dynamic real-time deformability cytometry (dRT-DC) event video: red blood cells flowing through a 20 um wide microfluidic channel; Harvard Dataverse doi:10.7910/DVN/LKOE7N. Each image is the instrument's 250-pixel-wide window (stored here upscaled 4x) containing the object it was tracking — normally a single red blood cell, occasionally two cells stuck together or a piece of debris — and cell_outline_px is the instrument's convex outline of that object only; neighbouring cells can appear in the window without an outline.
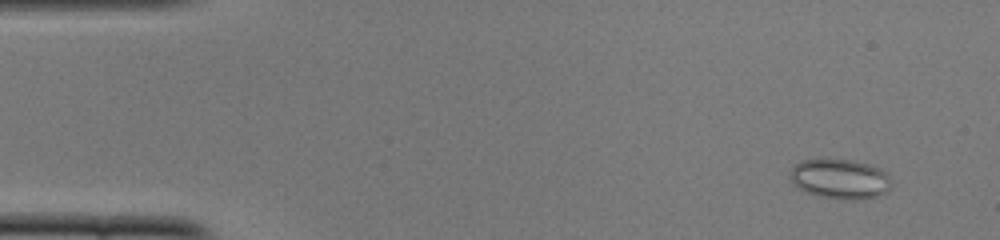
{"species": "common noctule bat (a hibernating species)", "species_latin": "Nyctalus noctula", "temperature_condition": "cold", "stored_images_in_passage": 52, "camera_frame_rate_fps": 3000, "um_per_image_px": 0.085, "animal": {"sex": "female", "body_mass_g": 22.0, "forearm_length_mm": 56.7}, "frame": {"image": 1, "passage_image": 4, "time_ms": 1.0, "image_size_px": [1000, 240], "cell_outline_px": [[888, 192], [876, 196], [856, 200], [852, 200], [820, 196], [796, 188], [788, 176], [792, 168], [800, 160], [852, 160], [868, 164], [880, 168], [888, 176]], "centroid_in_image_um": [71.35, 15.21], "position_along_channel_um": 13.6, "area_um2": 23.18}}
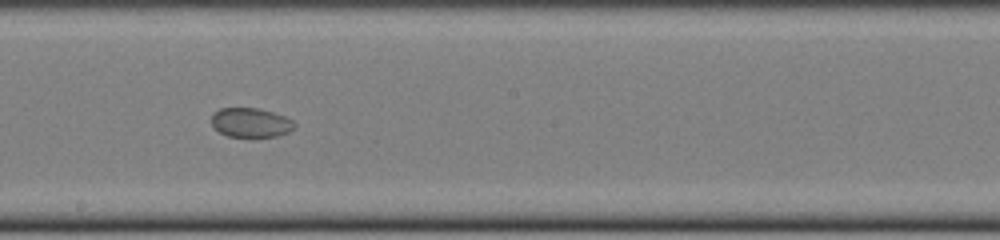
{"frame": {"image": 2, "passage_image": 29, "time_ms": 9.333, "image_size_px": [1000, 240], "cell_outline_px": [[296, 128], [288, 132], [276, 136], [228, 136], [220, 132], [212, 124], [212, 112], [220, 108], [256, 108], [272, 112], [284, 116], [292, 120], [296, 124]], "centroid_in_image_um": [21.32, 10.41], "position_along_channel_um": 226.9, "area_um2": 14.05}}
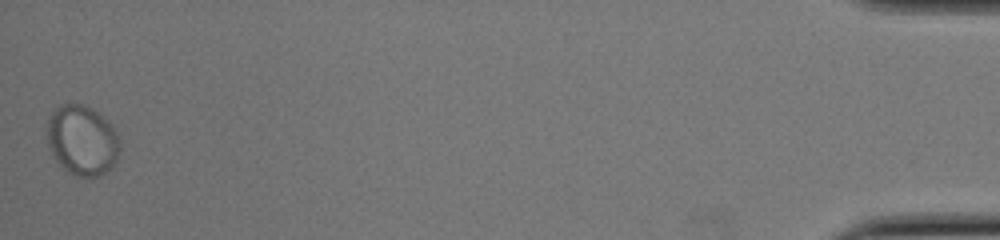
{"frame": {"image": 3, "passage_image": 52, "time_ms": 17.0, "image_size_px": [1000, 240], "cell_outline_px": [[120, 152], [112, 168], [100, 176], [76, 176], [68, 172], [56, 160], [48, 144], [48, 116], [60, 104], [84, 104], [92, 108], [104, 116], [112, 124], [120, 140]], "centroid_in_image_um": [7.02, 11.91], "position_along_channel_um": 428.2, "area_um2": 29.94}}